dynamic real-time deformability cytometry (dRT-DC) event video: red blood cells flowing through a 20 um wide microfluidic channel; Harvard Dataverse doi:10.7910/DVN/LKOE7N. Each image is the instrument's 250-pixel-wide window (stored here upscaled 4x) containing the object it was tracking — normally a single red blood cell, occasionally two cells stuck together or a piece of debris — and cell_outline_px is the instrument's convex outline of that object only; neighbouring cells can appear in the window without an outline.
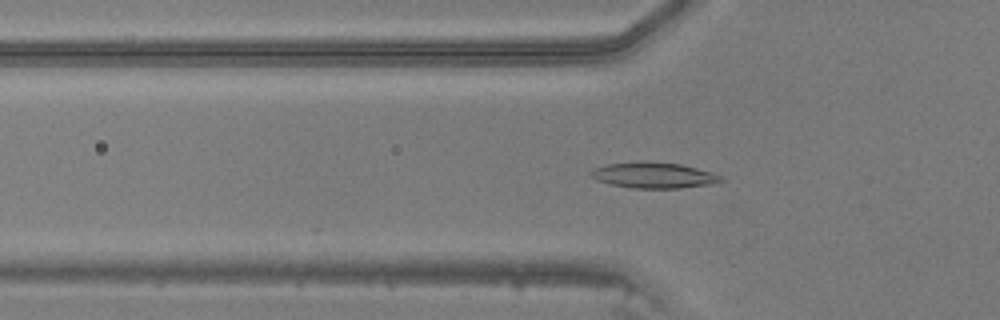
{"species": "common noctule bat (a hibernating species)", "species_latin": "Nyctalus noctula", "temperature_condition": "warm", "stored_images_in_passage": 44, "camera_frame_rate_fps": 3000, "um_per_image_px": 0.085, "animal": {"sex": "male", "body_mass_g": 20.5, "forearm_length_mm": 52.5}, "frame": {"image": 1, "passage_image": 13, "time_ms": 4.0, "image_size_px": [1000, 320], "cell_outline_px": [[724, 180], [716, 184], [680, 188], [632, 188], [612, 184], [596, 180], [588, 176], [588, 172], [596, 168], [608, 164], [640, 160], [680, 164], [712, 172], [720, 176]], "centroid_in_image_um": [55.55, 14.89], "position_along_channel_um": 70.2, "area_um2": 19.77}}
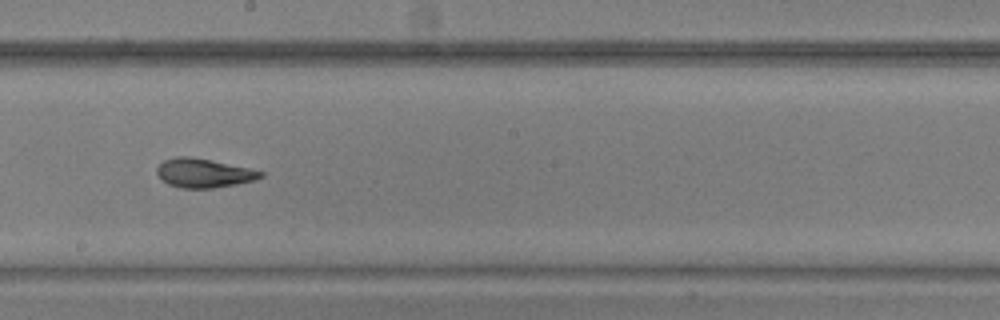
{"frame": {"image": 2, "passage_image": 24, "time_ms": 7.667, "image_size_px": [1000, 320], "cell_outline_px": [[264, 176], [256, 180], [236, 184], [212, 188], [180, 188], [168, 184], [156, 172], [156, 168], [164, 160], [176, 156], [188, 156], [248, 168], [264, 172]], "centroid_in_image_um": [17.31, 14.72], "position_along_channel_um": 230.9, "area_um2": 17.28}}
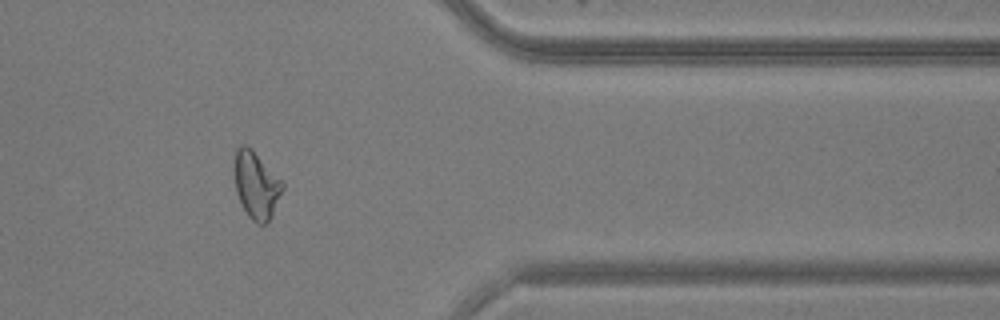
{"frame": {"image": 3, "passage_image": 36, "time_ms": 11.667, "image_size_px": [1000, 320], "cell_outline_px": [[284, 188], [272, 216], [264, 224], [260, 224], [252, 220], [248, 216], [236, 192], [232, 168], [232, 164], [236, 148], [240, 144], [244, 144], [252, 148], [284, 184]], "centroid_in_image_um": [21.74, 15.68], "position_along_channel_um": 389.7, "area_um2": 19.02}}